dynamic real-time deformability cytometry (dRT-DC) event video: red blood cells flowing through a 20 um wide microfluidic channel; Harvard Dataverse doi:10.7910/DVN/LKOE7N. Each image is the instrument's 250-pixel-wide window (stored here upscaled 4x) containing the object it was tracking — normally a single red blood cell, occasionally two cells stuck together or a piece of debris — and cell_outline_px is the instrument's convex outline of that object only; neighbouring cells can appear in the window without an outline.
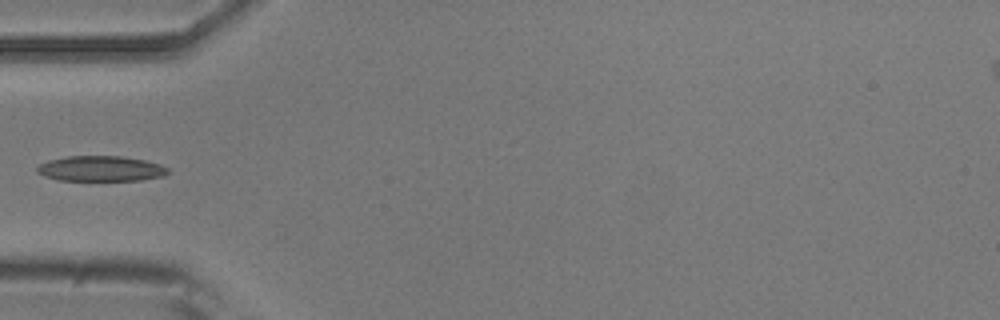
{"species": "common noctule bat (a hibernating species)", "species_latin": "Nyctalus noctula", "temperature_condition": "room temperature", "stored_images_in_passage": 5, "camera_frame_rate_fps": 3000, "um_per_image_px": 0.085, "animal": {"sex": "male", "body_mass_g": 20.5, "forearm_length_mm": 52.5}, "frame": {"image": 1, "passage_image": 5, "time_ms": 1.333, "image_size_px": [1000, 320], "cell_outline_px": [[168, 172], [164, 176], [140, 180], [60, 180], [44, 176], [36, 172], [36, 168], [40, 164], [48, 160], [68, 156], [120, 156], [144, 160], [160, 164], [168, 168]], "centroid_in_image_um": [8.55, 14.33], "position_along_channel_um": 76.4, "area_um2": 19.25}}